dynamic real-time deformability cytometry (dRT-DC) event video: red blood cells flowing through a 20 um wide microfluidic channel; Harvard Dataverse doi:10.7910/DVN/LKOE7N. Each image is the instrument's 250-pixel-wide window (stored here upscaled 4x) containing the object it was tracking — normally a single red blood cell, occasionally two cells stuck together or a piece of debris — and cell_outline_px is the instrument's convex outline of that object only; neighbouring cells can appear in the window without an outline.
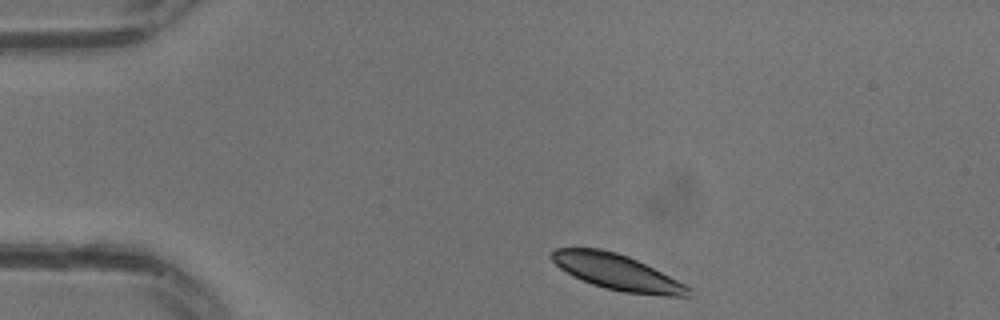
{"species": "common noctule bat (a hibernating species)", "species_latin": "Nyctalus noctula", "temperature_condition": "warm", "stored_images_in_passage": 27, "camera_frame_rate_fps": 3000, "um_per_image_px": 0.085, "animal": {"sex": "male", "body_mass_g": 13.3}, "frame": {"image": 1, "passage_image": 1, "time_ms": 0.0, "image_size_px": [1000, 320], "cell_outline_px": [[692, 288], [688, 296], [664, 296], [624, 292], [604, 288], [592, 284], [560, 268], [548, 256], [556, 248], [600, 248], [616, 252], [628, 256]], "centroid_in_image_um": [52.43, 23.13], "position_along_channel_um": 32.6, "area_um2": 27.86}}
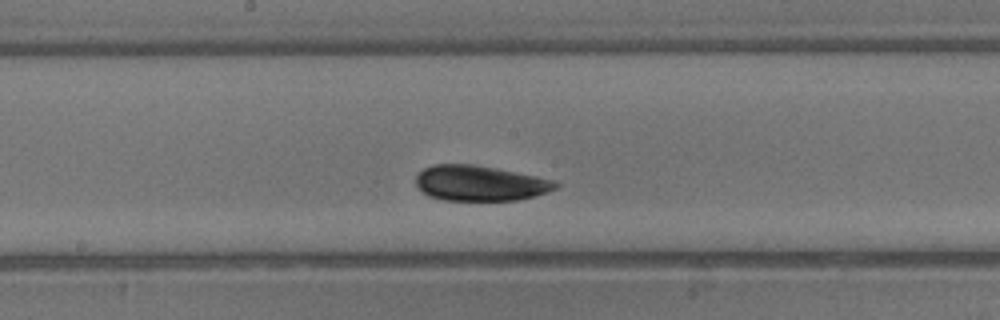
{"frame": {"image": 2, "passage_image": 12, "time_ms": 3.667, "image_size_px": [1000, 320], "cell_outline_px": [[560, 184], [556, 188], [548, 192], [516, 200], [444, 200], [428, 196], [416, 184], [416, 176], [424, 168], [432, 164], [472, 164], [496, 168], [536, 176], [552, 180]], "centroid_in_image_um": [40.78, 15.57], "position_along_channel_um": 207.4, "area_um2": 28.55}}
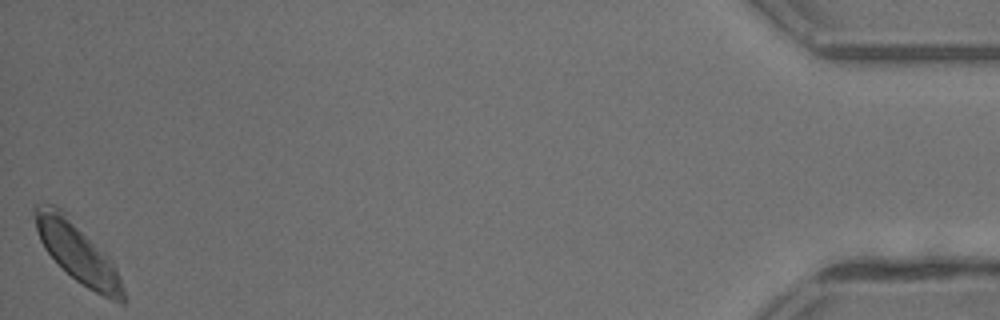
{"frame": {"image": 3, "passage_image": 27, "time_ms": 8.667, "image_size_px": [1000, 320], "cell_outline_px": [[128, 300], [124, 304], [120, 304], [88, 288], [76, 280], [44, 248], [40, 240], [36, 228], [32, 212], [32, 204], [40, 200], [56, 204], [68, 212], [112, 260], [116, 268]], "centroid_in_image_um": [6.56, 21.34], "position_along_channel_um": 428.6, "area_um2": 31.44}}